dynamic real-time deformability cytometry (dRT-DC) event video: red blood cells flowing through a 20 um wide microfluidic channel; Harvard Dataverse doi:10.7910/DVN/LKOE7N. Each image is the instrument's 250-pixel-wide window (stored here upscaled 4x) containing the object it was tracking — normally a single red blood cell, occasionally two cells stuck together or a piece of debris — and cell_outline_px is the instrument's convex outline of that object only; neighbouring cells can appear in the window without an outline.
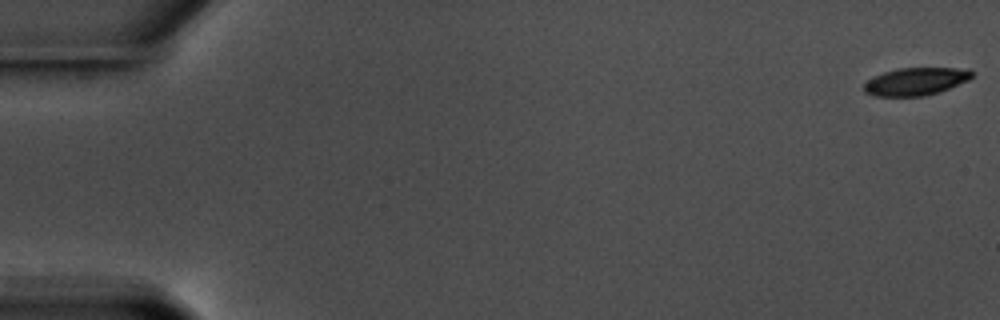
{"species": "common noctule bat (a hibernating species)", "species_latin": "Nyctalus noctula", "temperature_condition": "warm", "stored_images_in_passage": 58, "camera_frame_rate_fps": 3000, "um_per_image_px": 0.085, "animal": {"sex": "male", "body_mass_g": 17.5, "forearm_length_mm": 52.3}, "frame": {"image": 1, "passage_image": 1, "time_ms": 0.0, "image_size_px": [1000, 320], "cell_outline_px": [[976, 72], [968, 80], [948, 88], [924, 96], [876, 96], [864, 92], [864, 84], [868, 80], [884, 72], [896, 68], [968, 68]], "centroid_in_image_um": [77.86, 6.91], "position_along_channel_um": 7.1, "area_um2": 17.28}}
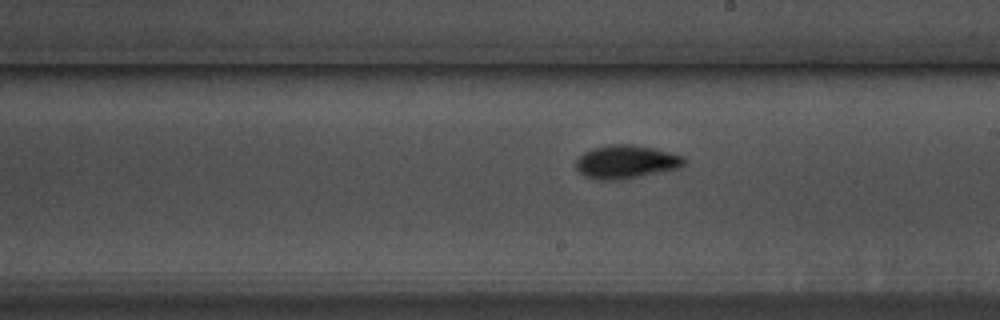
{"frame": {"image": 2, "passage_image": 34, "time_ms": 11.0, "image_size_px": [1000, 320], "cell_outline_px": [[684, 164], [680, 168], [620, 180], [600, 180], [584, 176], [576, 168], [576, 160], [584, 152], [592, 148], [612, 144], [632, 144], [652, 148], [684, 156]], "centroid_in_image_um": [53.2, 13.76], "position_along_channel_um": 235.8, "area_um2": 20.92}}
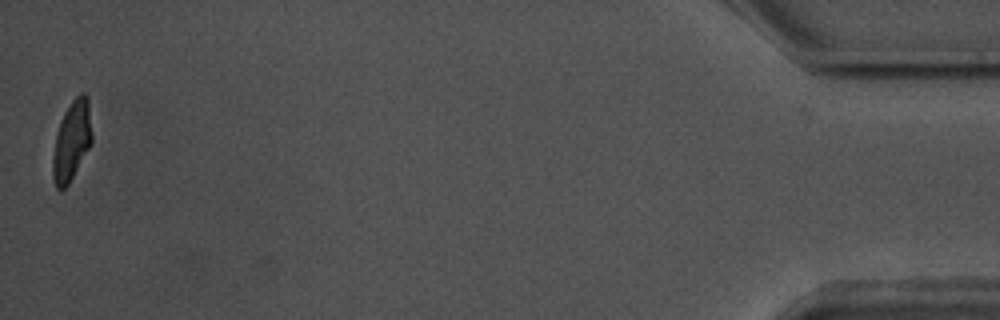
{"frame": {"image": 3, "passage_image": 58, "time_ms": 19.0, "image_size_px": [1000, 320], "cell_outline_px": [[92, 144], [68, 184], [64, 188], [56, 188], [52, 176], [52, 156], [56, 132], [60, 120], [64, 112], [72, 100], [80, 92], [84, 92], [88, 96], [92, 132]], "centroid_in_image_um": [6.1, 11.93], "position_along_channel_um": 429.1, "area_um2": 18.44}, "authors_computed_cell_mechanics": {"area_um2": 18.9006, "velocity_mm_per_s": 3.5557, "shape_relaxation_time_tau1_ms": 3.2126, "shape_relaxation_time_tau2_ms": 4.0697, "deformation_change_tau1": 0.1573, "deformation_change_tau2": 0.0549}}